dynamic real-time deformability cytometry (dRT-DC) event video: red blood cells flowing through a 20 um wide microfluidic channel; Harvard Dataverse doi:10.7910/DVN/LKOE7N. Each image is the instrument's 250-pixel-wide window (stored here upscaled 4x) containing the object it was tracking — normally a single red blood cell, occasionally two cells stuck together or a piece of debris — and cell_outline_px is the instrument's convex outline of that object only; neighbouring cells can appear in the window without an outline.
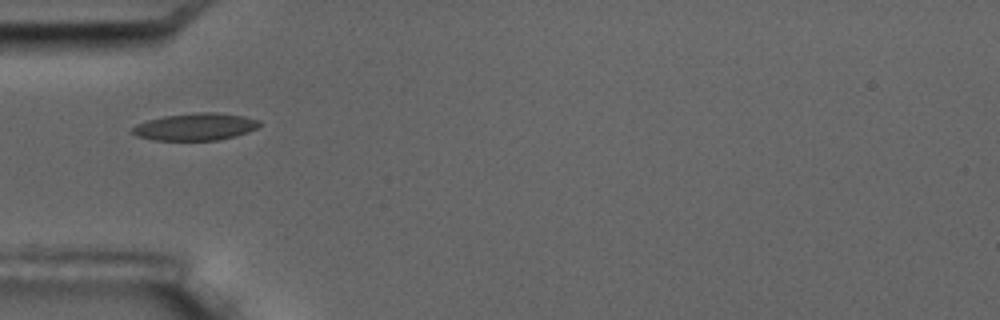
{"species": "common noctule bat (a hibernating species)", "species_latin": "Nyctalus noctula", "temperature_condition": "room temperature", "stored_images_in_passage": 3, "camera_frame_rate_fps": 3000, "um_per_image_px": 0.085, "animal": {"sex": "male", "body_mass_g": 17.5, "forearm_length_mm": 52.3}, "frame": {"image": 1, "passage_image": 1, "time_ms": 0.0, "image_size_px": [1000, 320], "cell_outline_px": [[260, 124], [256, 128], [236, 136], [220, 140], [152, 140], [136, 136], [132, 132], [132, 128], [136, 124], [148, 120], [164, 116], [196, 112], [216, 112], [244, 116], [260, 120]], "centroid_in_image_um": [16.6, 10.77], "position_along_channel_um": 68.4, "area_um2": 20.17}}